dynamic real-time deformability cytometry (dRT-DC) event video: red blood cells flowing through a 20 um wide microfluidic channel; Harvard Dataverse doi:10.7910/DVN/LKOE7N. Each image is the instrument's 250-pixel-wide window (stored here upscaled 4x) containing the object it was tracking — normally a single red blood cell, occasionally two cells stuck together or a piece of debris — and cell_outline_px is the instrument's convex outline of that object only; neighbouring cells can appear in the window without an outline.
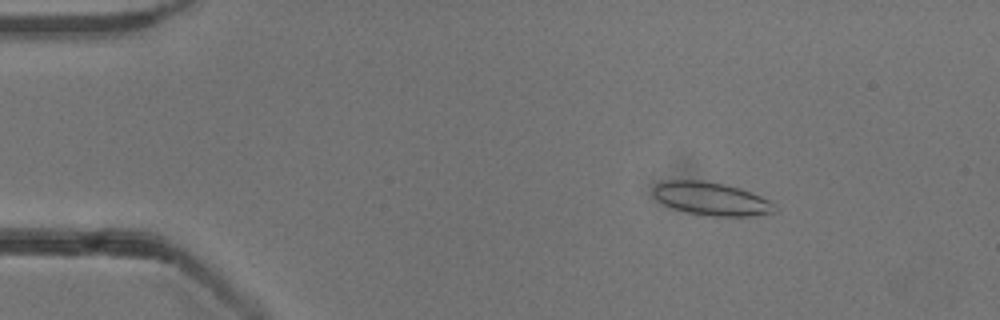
{"species": "common noctule bat (a hibernating species)", "species_latin": "Nyctalus noctula", "temperature_condition": "cold", "stored_images_in_passage": 5, "camera_frame_rate_fps": 3000, "um_per_image_px": 0.085, "animal": {"sex": "male", "body_mass_g": 13.3}, "frame": {"image": 1, "passage_image": 2, "time_ms": 1.667, "image_size_px": [1000, 320], "cell_outline_px": [[780, 208], [772, 212], [752, 216], [712, 216], [688, 212], [672, 208], [664, 204], [652, 192], [652, 188], [656, 184], [664, 180], [704, 180], [724, 184], [740, 188], [752, 192], [776, 204]], "centroid_in_image_um": [60.48, 16.88], "position_along_channel_um": 24.5, "area_um2": 23.47}}